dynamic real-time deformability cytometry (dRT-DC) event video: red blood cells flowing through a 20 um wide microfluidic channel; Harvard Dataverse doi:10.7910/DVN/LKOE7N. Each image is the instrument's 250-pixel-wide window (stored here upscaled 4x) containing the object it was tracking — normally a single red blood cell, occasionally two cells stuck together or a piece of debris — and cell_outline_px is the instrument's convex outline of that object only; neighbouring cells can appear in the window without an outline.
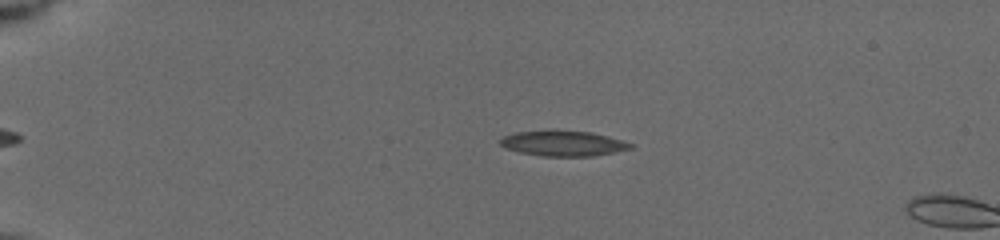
{"species": "common noctule bat (a hibernating species)", "species_latin": "Nyctalus noctula", "temperature_condition": "cold", "stored_images_in_passage": 5, "camera_frame_rate_fps": 3000, "um_per_image_px": 0.085, "animal": {"sex": "female", "body_mass_g": 19.5, "forearm_length_mm": 54.1}, "frame": {"image": 1, "passage_image": 3, "time_ms": 0.667, "image_size_px": [1000, 240], "cell_outline_px": [[636, 144], [632, 148], [592, 156], [540, 156], [520, 152], [504, 148], [500, 144], [500, 140], [504, 136], [516, 132], [548, 128], [556, 128], [592, 132], [608, 136]], "centroid_in_image_um": [47.84, 12.15], "position_along_channel_um": 37.2, "area_um2": 19.88}}